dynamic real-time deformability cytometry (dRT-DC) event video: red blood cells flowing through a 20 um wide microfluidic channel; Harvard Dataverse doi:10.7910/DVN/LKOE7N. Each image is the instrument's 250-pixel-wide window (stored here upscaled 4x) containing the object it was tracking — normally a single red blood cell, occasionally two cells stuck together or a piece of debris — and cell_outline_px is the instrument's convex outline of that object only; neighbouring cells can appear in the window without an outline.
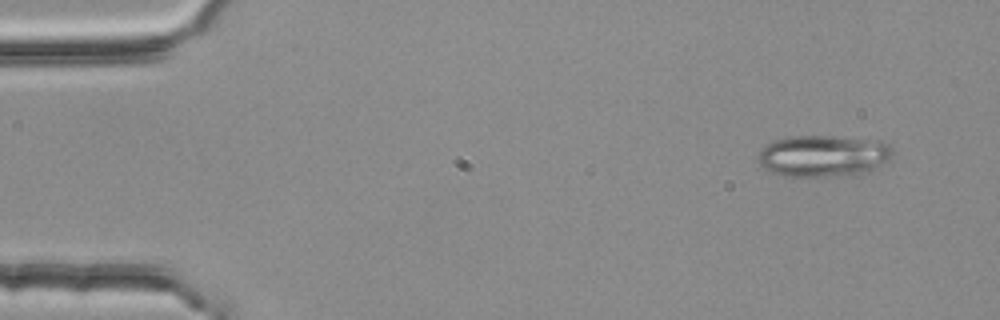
{"species": "common noctule bat (a hibernating species)", "species_latin": "Nyctalus noctula", "temperature_condition": "room temperature", "stored_images_in_passage": 5, "camera_frame_rate_fps": 3000, "um_per_image_px": 0.085, "animal": {"sex": "female", "body_mass_g": 25.1}, "frame": {"image": 1, "passage_image": 1, "time_ms": 0.0, "image_size_px": [1000, 320], "cell_outline_px": [[892, 152], [888, 160], [868, 172], [852, 176], [784, 176], [772, 172], [764, 168], [760, 164], [760, 152], [772, 140], [788, 136], [832, 136], [864, 140], [888, 144], [892, 148]], "centroid_in_image_um": [69.96, 13.27], "position_along_channel_um": 15.0, "area_um2": 32.19}}